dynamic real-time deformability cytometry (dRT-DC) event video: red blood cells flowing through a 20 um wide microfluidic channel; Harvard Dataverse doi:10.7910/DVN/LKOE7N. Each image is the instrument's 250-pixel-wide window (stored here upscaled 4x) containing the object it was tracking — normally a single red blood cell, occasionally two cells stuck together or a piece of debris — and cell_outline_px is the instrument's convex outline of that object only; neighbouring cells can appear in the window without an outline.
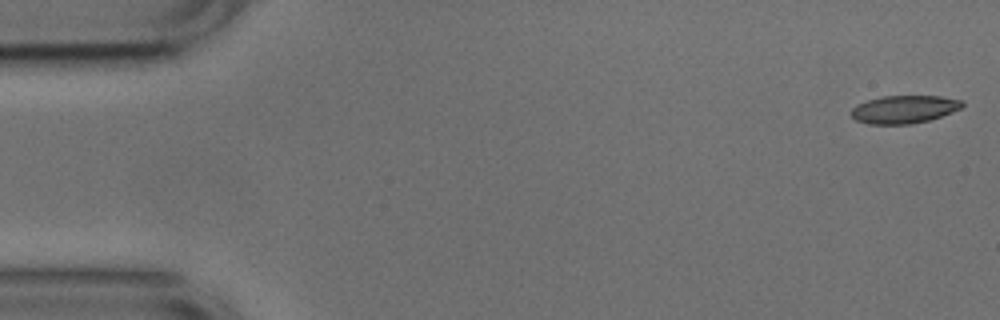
{"species": "common noctule bat (a hibernating species)", "species_latin": "Nyctalus noctula", "temperature_condition": "cold", "stored_images_in_passage": 46, "camera_frame_rate_fps": 3000, "um_per_image_px": 0.085, "animal": {"sex": "male", "body_mass_g": 17.9, "forearm_length_mm": 54.2}, "frame": {"image": 1, "passage_image": 1, "time_ms": 0.0, "image_size_px": [1000, 320], "cell_outline_px": [[964, 104], [960, 108], [952, 112], [928, 120], [912, 124], [868, 124], [856, 120], [852, 116], [852, 108], [856, 104], [868, 100], [884, 96], [940, 96], [960, 100]], "centroid_in_image_um": [76.83, 9.29], "position_along_channel_um": 8.2, "area_um2": 17.86}}
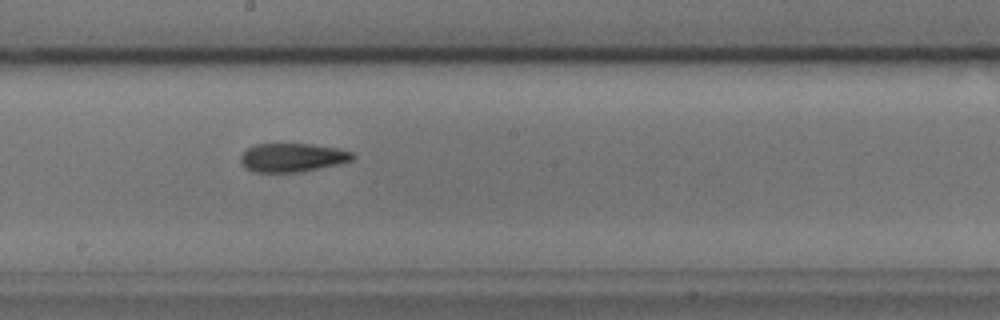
{"frame": {"image": 2, "passage_image": 28, "time_ms": 9.0, "image_size_px": [1000, 320], "cell_outline_px": [[356, 156], [352, 160], [340, 164], [300, 172], [252, 172], [244, 168], [240, 164], [240, 156], [248, 148], [256, 144], [312, 144], [336, 148], [352, 152]], "centroid_in_image_um": [24.83, 13.4], "position_along_channel_um": 223.4, "area_um2": 18.84}}
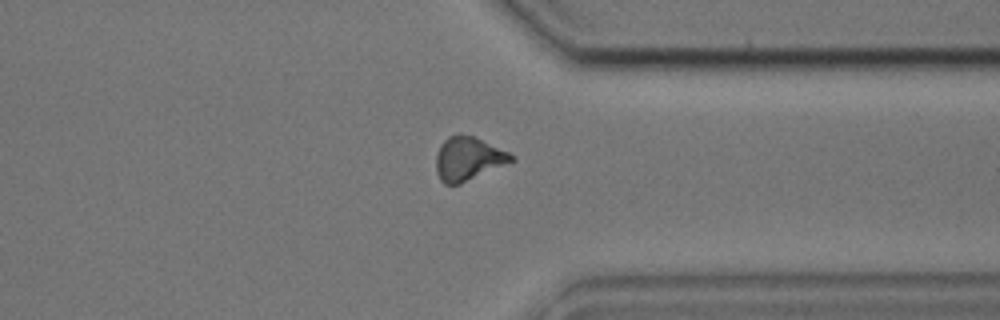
{"frame": {"image": 3, "passage_image": 40, "time_ms": 13.0, "image_size_px": [1000, 320], "cell_outline_px": [[516, 160], [460, 184], [444, 184], [440, 180], [436, 172], [436, 156], [440, 144], [448, 136], [460, 132], [472, 136], [508, 152], [516, 156]], "centroid_in_image_um": [39.78, 13.48], "position_along_channel_um": 371.6, "area_um2": 19.19}}